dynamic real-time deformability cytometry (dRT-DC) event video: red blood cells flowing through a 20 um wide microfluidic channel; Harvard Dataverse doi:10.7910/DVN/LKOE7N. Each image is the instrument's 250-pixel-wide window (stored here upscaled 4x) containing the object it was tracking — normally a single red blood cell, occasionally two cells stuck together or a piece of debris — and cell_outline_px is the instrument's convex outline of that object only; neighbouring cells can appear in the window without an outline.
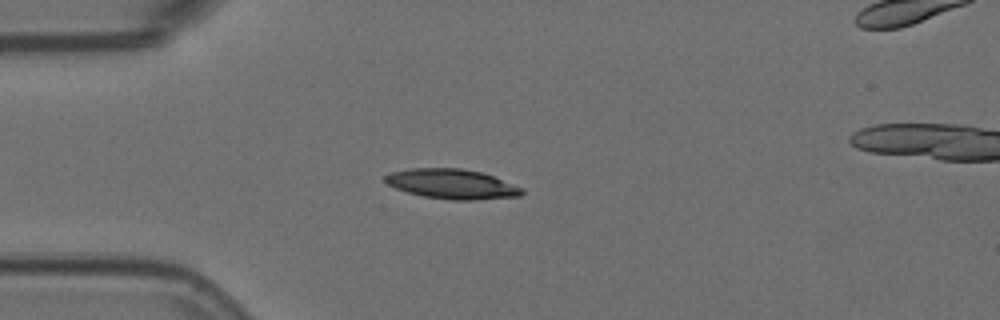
{"species": "Egyptian fruit bat (a non-hibernating species)", "species_latin": "Rousettus aegyptiacus", "temperature_condition": "room temperature", "stored_images_in_passage": 8, "camera_frame_rate_fps": 3000, "um_per_image_px": 0.085, "animal": {"sex": "female"}, "frame": {"image": 1, "passage_image": 4, "time_ms": 1.0, "image_size_px": [1000, 320], "cell_outline_px": [[524, 192], [520, 196], [472, 200], [452, 200], [424, 196], [408, 192], [396, 188], [388, 184], [384, 180], [384, 176], [388, 172], [408, 168], [460, 168], [480, 172], [492, 176], [524, 188]], "centroid_in_image_um": [38.39, 15.63], "position_along_channel_um": 46.6, "area_um2": 23.7}}
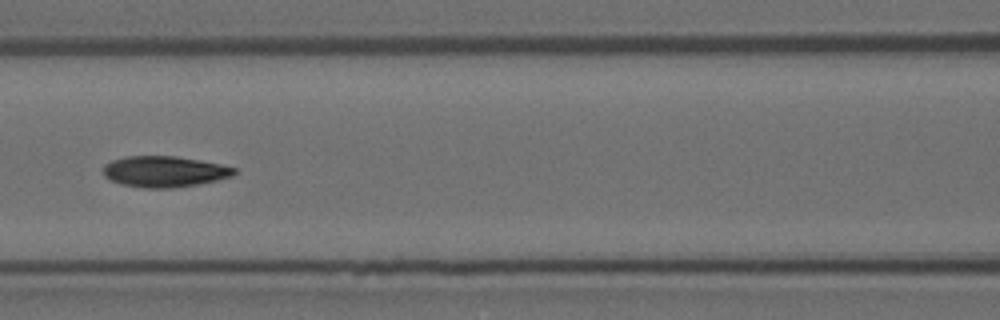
{"frame": {"image": 2, "passage_image": 7, "time_ms": 2.0, "image_size_px": [1000, 320], "cell_outline_px": [[236, 172], [232, 176], [200, 184], [172, 188], [144, 188], [120, 184], [104, 176], [104, 164], [112, 160], [124, 156], [176, 156], [200, 160], [220, 164], [236, 168]], "centroid_in_image_um": [13.97, 14.58], "position_along_channel_um": 152.6, "area_um2": 23.7}}
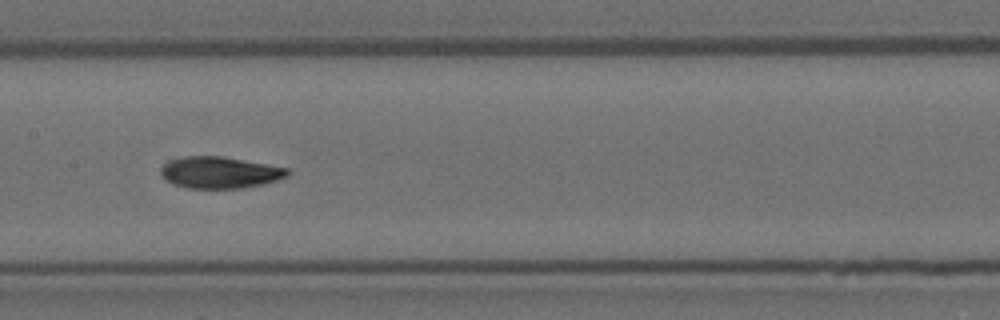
{"frame": {"image": 3, "passage_image": 8, "time_ms": 2.333, "image_size_px": [1000, 320], "cell_outline_px": [[292, 172], [288, 176], [276, 180], [244, 188], [188, 188], [172, 184], [164, 180], [160, 172], [160, 168], [168, 160], [184, 156], [224, 156], [288, 168]], "centroid_in_image_um": [18.65, 14.65], "position_along_channel_um": 188.8, "area_um2": 23.52}}